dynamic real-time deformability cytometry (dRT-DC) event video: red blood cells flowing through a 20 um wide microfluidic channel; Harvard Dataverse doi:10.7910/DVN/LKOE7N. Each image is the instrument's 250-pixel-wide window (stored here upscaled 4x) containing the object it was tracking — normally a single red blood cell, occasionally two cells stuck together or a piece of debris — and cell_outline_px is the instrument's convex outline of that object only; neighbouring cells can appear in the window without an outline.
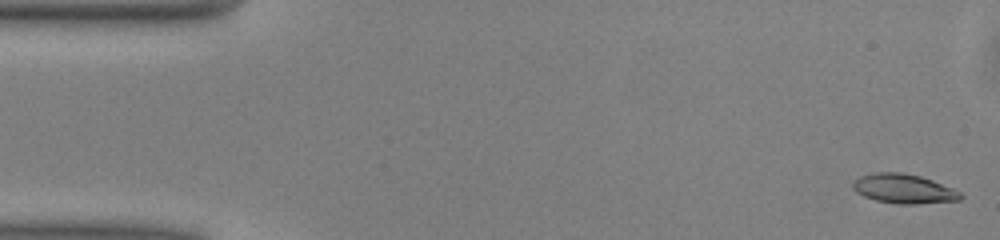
{"species": "common noctule bat (a hibernating species)", "species_latin": "Nyctalus noctula", "temperature_condition": "warm", "stored_images_in_passage": 49, "camera_frame_rate_fps": 3000, "um_per_image_px": 0.085, "animal": {"sex": "male", "body_mass_g": 13.0, "forearm_length_mm": 53.1}, "frame": {"image": 1, "passage_image": 1, "time_ms": 0.0, "image_size_px": [1000, 240], "cell_outline_px": [[964, 196], [960, 200], [916, 204], [900, 204], [876, 200], [864, 196], [856, 192], [852, 188], [852, 180], [860, 176], [872, 172], [900, 172], [920, 176], [932, 180], [952, 188], [960, 192]], "centroid_in_image_um": [76.79, 16.04], "position_along_channel_um": 8.2, "area_um2": 18.5}}
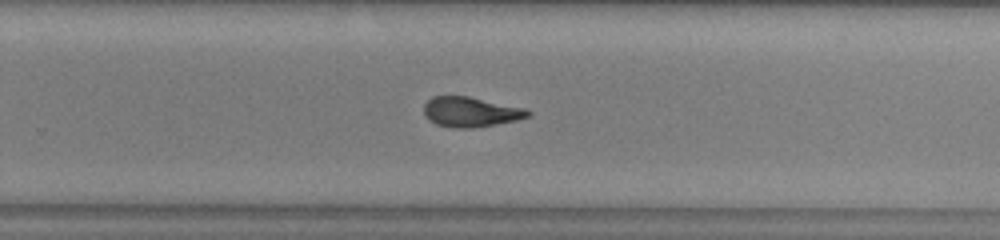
{"frame": {"image": 2, "passage_image": 31, "time_ms": 10.0, "image_size_px": [1000, 240], "cell_outline_px": [[532, 112], [528, 116], [516, 120], [496, 124], [472, 128], [452, 128], [436, 124], [428, 120], [424, 112], [424, 104], [432, 96], [468, 96], [524, 108]], "centroid_in_image_um": [39.97, 9.51], "position_along_channel_um": 289.8, "area_um2": 18.09}}
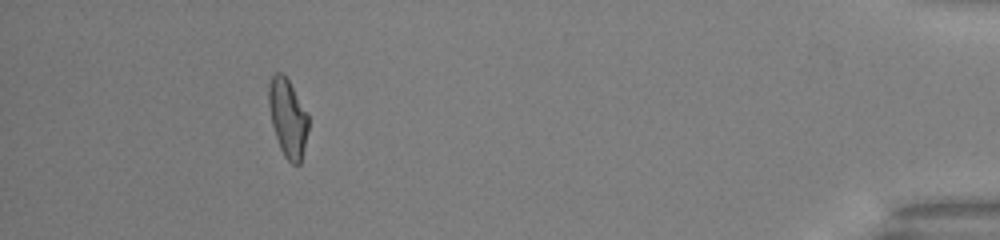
{"frame": {"image": 3, "passage_image": 45, "time_ms": 14.667, "image_size_px": [1000, 240], "cell_outline_px": [[308, 128], [300, 164], [292, 164], [284, 156], [280, 148], [272, 124], [268, 104], [268, 84], [272, 76], [276, 72], [280, 72], [288, 80], [308, 112]], "centroid_in_image_um": [24.45, 10.0], "position_along_channel_um": 410.7, "area_um2": 17.92}, "authors_computed_cell_mechanics": {"area_um2": 18.3804, "velocity_mm_per_s": 4.0759, "shape_relaxation_time_tau1_ms": 6.6289, "shape_relaxation_time_tau2_ms": 2.356, "deformation_change_tau1": 0.2114, "deformation_change_tau2": 0.0905}}